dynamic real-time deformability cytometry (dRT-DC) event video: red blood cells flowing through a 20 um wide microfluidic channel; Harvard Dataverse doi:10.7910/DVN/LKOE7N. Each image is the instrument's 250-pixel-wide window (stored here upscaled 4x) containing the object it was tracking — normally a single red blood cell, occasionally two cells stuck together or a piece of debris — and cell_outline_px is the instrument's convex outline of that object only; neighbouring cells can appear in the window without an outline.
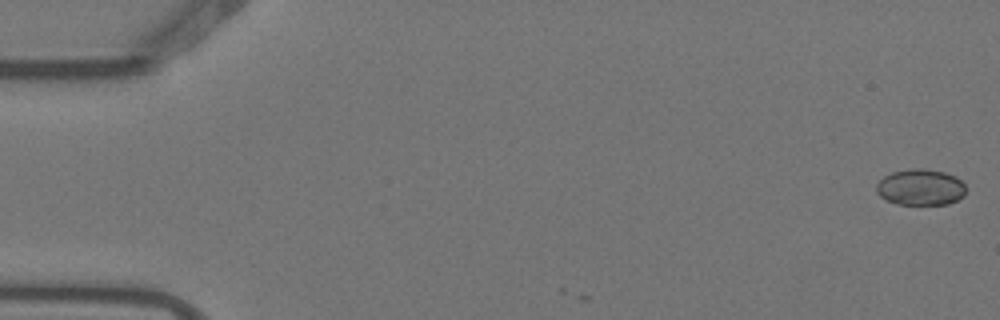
{"species": "Egyptian fruit bat (a non-hibernating species)", "species_latin": "Rousettus aegyptiacus", "temperature_condition": "warm", "stored_images_in_passage": 4, "camera_frame_rate_fps": 3000, "um_per_image_px": 0.085, "animal": {"sex": "female"}, "frame": {"image": 1, "passage_image": 1, "time_ms": 0.0, "image_size_px": [1000, 320], "cell_outline_px": [[968, 188], [964, 196], [948, 204], [896, 204], [884, 200], [876, 192], [876, 184], [884, 176], [892, 172], [912, 168], [924, 168], [944, 172], [956, 176]], "centroid_in_image_um": [78.25, 15.91], "position_along_channel_um": 6.8, "area_um2": 19.13}}